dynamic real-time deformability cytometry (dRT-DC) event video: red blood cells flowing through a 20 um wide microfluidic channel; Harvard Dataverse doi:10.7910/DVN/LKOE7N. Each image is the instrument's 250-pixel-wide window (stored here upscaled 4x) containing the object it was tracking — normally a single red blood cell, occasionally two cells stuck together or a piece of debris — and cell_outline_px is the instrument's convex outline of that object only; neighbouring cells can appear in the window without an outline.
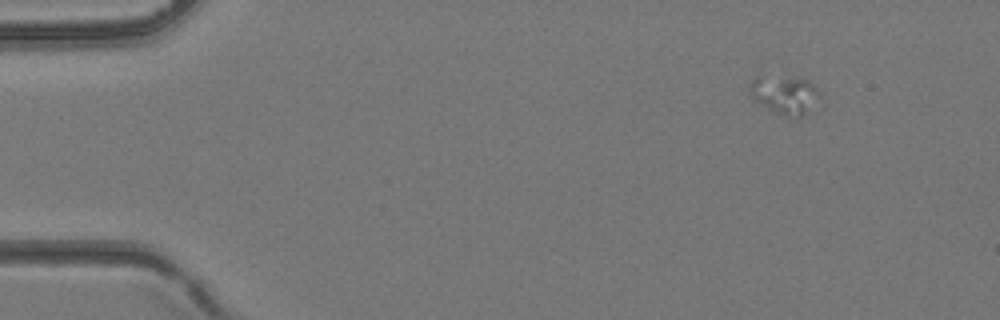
{"species": "common noctule bat (a hibernating species)", "species_latin": "Nyctalus noctula", "temperature_condition": "room temperature", "stored_images_in_passage": 4, "camera_frame_rate_fps": 3000, "um_per_image_px": 0.085, "animal": {"sex": "female", "body_mass_g": 24.6, "forearm_length_mm": 56.2}, "frame": {"image": 1, "passage_image": 4, "time_ms": 1.0, "image_size_px": [1000, 320], "cell_outline_px": [[820, 96], [804, 116], [784, 116], [752, 100], [748, 92], [748, 84], [756, 72], [808, 80], [820, 92]], "centroid_in_image_um": [66.58, 7.98], "position_along_channel_um": 18.4, "area_um2": 16.24}}